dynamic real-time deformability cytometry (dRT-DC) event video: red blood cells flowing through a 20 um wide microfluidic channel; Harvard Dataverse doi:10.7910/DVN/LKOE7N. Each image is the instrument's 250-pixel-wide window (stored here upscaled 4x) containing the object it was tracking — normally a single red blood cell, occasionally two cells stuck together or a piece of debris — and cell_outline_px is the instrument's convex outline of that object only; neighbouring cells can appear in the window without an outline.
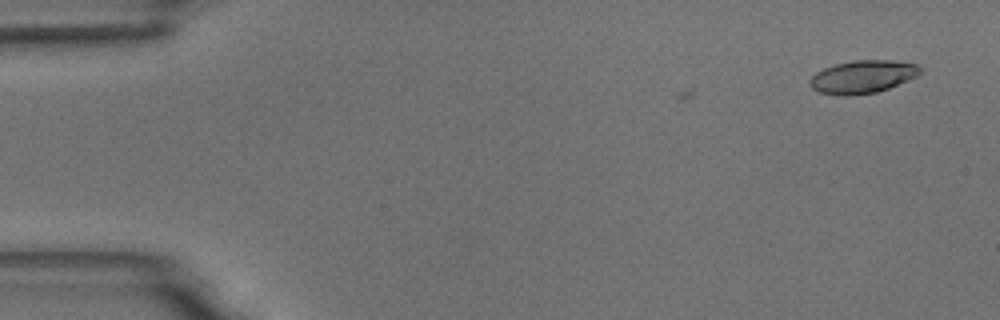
{"species": "common noctule bat (a hibernating species)", "species_latin": "Nyctalus noctula", "temperature_condition": "room temperature", "stored_images_in_passage": 5, "camera_frame_rate_fps": 3000, "um_per_image_px": 0.085, "animal": {"sex": "male", "body_mass_g": 18.8}, "frame": {"image": 1, "passage_image": 1, "time_ms": 0.0, "image_size_px": [1000, 320], "cell_outline_px": [[920, 72], [916, 76], [908, 80], [888, 88], [876, 92], [848, 96], [844, 96], [820, 92], [812, 88], [808, 84], [808, 80], [816, 72], [824, 68], [836, 64], [856, 60], [888, 60], [916, 64], [920, 68]], "centroid_in_image_um": [73.28, 6.53], "position_along_channel_um": 11.7, "area_um2": 20.92}}